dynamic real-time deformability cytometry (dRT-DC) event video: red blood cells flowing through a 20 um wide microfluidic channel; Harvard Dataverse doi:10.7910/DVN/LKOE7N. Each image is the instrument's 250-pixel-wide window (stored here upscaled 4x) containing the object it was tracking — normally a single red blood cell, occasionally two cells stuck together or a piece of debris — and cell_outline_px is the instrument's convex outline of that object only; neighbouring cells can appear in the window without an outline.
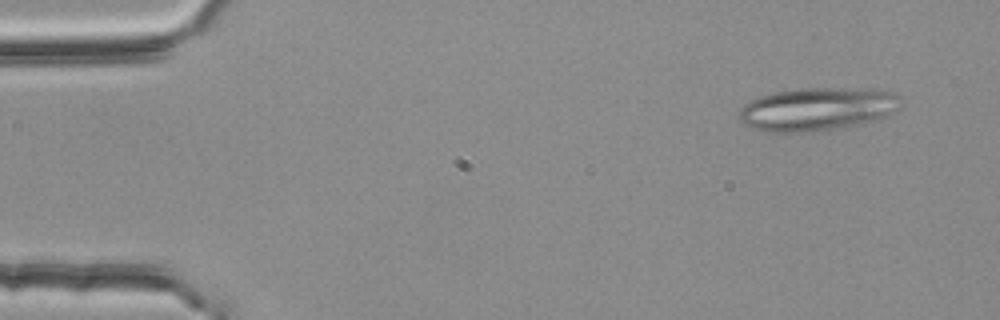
{"species": "common noctule bat (a hibernating species)", "species_latin": "Nyctalus noctula", "temperature_condition": "room temperature", "stored_images_in_passage": 3, "camera_frame_rate_fps": 3000, "um_per_image_px": 0.085, "animal": {"sex": "female", "body_mass_g": 25.1}, "frame": {"image": 1, "passage_image": 1, "time_ms": 0.0, "image_size_px": [1000, 320], "cell_outline_px": [[904, 100], [896, 108], [884, 116], [872, 120], [856, 124], [812, 132], [768, 132], [752, 128], [744, 124], [740, 120], [740, 108], [744, 104], [760, 96], [776, 92], [800, 88], [880, 88], [892, 92], [900, 96]], "centroid_in_image_um": [69.47, 9.25], "position_along_channel_um": 15.5, "area_um2": 40.52}}